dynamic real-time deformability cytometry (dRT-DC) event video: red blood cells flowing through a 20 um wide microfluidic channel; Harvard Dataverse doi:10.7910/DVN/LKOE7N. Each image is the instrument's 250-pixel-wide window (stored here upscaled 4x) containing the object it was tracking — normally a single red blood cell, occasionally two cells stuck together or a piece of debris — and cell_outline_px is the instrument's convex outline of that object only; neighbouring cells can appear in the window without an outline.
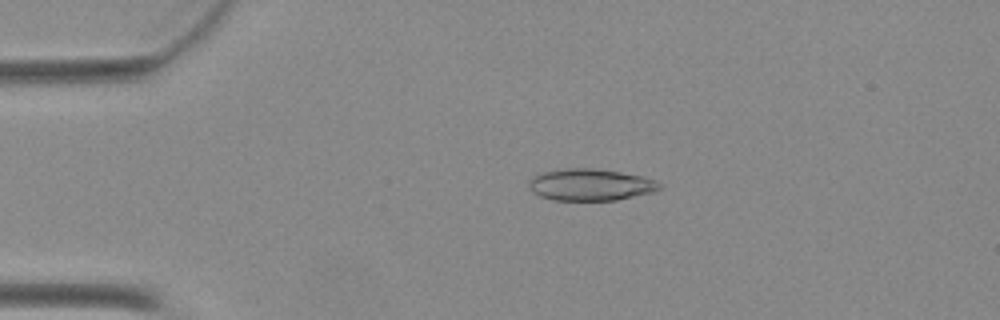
{"species": "Egyptian fruit bat (a non-hibernating species)", "species_latin": "Rousettus aegyptiacus", "temperature_condition": "warm", "stored_images_in_passage": 50, "camera_frame_rate_fps": 3000, "um_per_image_px": 0.085, "animal": {"sex": "female"}, "frame": {"image": 1, "passage_image": 11, "time_ms": 3.333, "image_size_px": [1000, 320], "cell_outline_px": [[664, 188], [656, 192], [616, 200], [552, 200], [540, 196], [532, 192], [528, 184], [528, 180], [532, 176], [544, 172], [564, 168], [596, 168], [620, 172], [640, 176], [656, 180]], "centroid_in_image_um": [50.2, 15.7], "position_along_channel_um": 34.8, "area_um2": 24.45}}
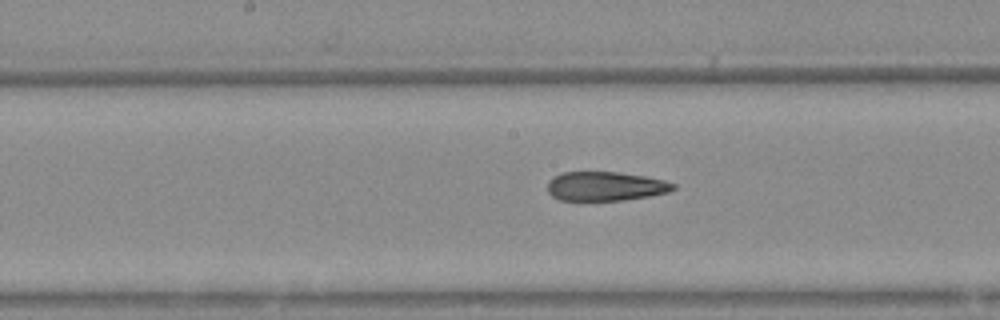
{"frame": {"image": 2, "passage_image": 26, "time_ms": 8.333, "image_size_px": [1000, 320], "cell_outline_px": [[676, 188], [668, 192], [648, 196], [624, 200], [560, 200], [552, 196], [548, 192], [548, 180], [552, 176], [560, 172], [616, 172], [644, 176], [664, 180], [676, 184]], "centroid_in_image_um": [51.43, 15.82], "position_along_channel_um": 196.8, "area_um2": 21.39}}
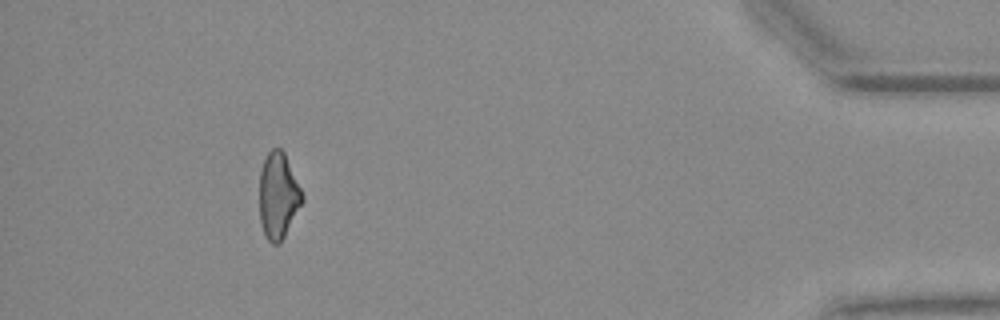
{"frame": {"image": 3, "passage_image": 46, "time_ms": 15.0, "image_size_px": [1000, 320], "cell_outline_px": [[304, 200], [284, 236], [276, 244], [272, 244], [264, 236], [260, 224], [260, 172], [264, 160], [268, 152], [272, 148], [280, 148], [284, 152], [304, 196]], "centroid_in_image_um": [23.64, 16.64], "position_along_channel_um": 411.6, "area_um2": 21.27}}